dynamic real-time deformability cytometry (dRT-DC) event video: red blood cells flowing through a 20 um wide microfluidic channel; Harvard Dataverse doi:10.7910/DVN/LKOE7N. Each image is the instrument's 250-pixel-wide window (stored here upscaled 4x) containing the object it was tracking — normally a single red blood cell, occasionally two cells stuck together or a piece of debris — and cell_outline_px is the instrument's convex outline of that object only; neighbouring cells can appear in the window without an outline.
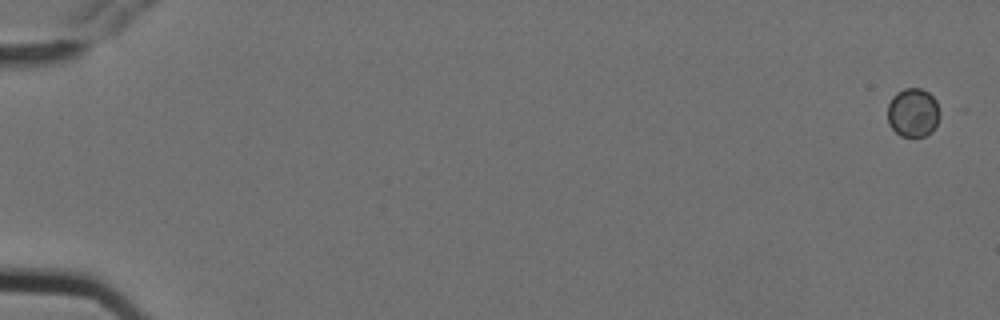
{"species": "Egyptian fruit bat (a non-hibernating species)", "species_latin": "Rousettus aegyptiacus", "temperature_condition": "cold", "stored_images_in_passage": 7, "camera_frame_rate_fps": 3000, "um_per_image_px": 0.085, "animal": {"sex": "female"}, "frame": {"image": 1, "passage_image": 1, "time_ms": 0.0, "image_size_px": [1000, 320], "cell_outline_px": [[940, 116], [932, 132], [924, 136], [900, 136], [888, 124], [888, 104], [892, 96], [896, 92], [904, 88], [920, 88], [928, 92], [936, 100], [940, 112]], "centroid_in_image_um": [77.6, 9.56], "position_along_channel_um": 7.4, "area_um2": 14.97}}
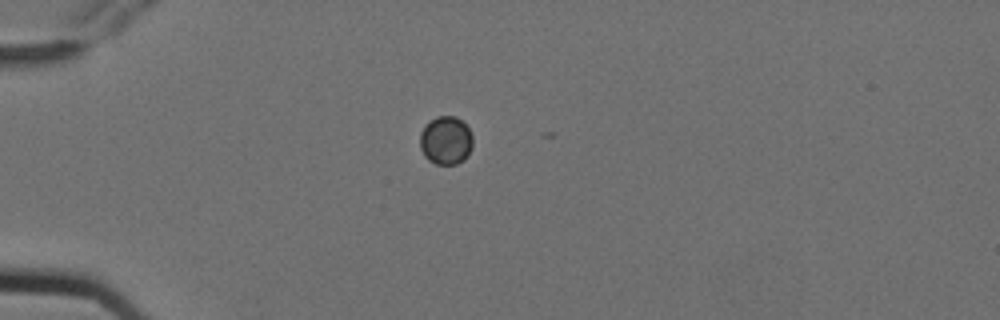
{"frame": {"image": 2, "passage_image": 5, "time_ms": 1.333, "image_size_px": [1000, 320], "cell_outline_px": [[472, 148], [468, 156], [464, 160], [456, 164], [436, 164], [428, 160], [424, 156], [420, 148], [420, 132], [436, 116], [456, 116], [468, 128], [472, 136]], "centroid_in_image_um": [37.9, 11.96], "position_along_channel_um": 47.1, "area_um2": 14.85}}